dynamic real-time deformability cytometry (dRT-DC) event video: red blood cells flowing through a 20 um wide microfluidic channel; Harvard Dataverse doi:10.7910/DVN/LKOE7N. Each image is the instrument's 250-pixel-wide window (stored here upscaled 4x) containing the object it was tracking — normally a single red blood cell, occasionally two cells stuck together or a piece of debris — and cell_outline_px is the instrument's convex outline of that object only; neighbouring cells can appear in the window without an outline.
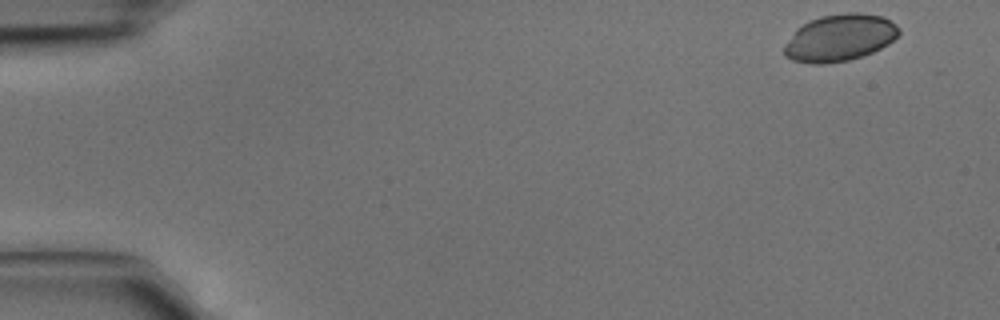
{"species": "common noctule bat (a hibernating species)", "species_latin": "Nyctalus noctula", "temperature_condition": "cold", "stored_images_in_passage": 6, "camera_frame_rate_fps": 3000, "um_per_image_px": 0.085, "animal": {"sex": "male", "body_mass_g": 15.6}, "frame": {"image": 1, "passage_image": 1, "time_ms": 0.0, "image_size_px": [1000, 320], "cell_outline_px": [[900, 32], [888, 44], [872, 52], [848, 60], [820, 64], [812, 64], [792, 60], [784, 56], [784, 44], [796, 28], [808, 20], [820, 16], [848, 12], [856, 12], [880, 16], [896, 24], [900, 28]], "centroid_in_image_um": [71.33, 3.2], "position_along_channel_um": 13.7, "area_um2": 31.33}}